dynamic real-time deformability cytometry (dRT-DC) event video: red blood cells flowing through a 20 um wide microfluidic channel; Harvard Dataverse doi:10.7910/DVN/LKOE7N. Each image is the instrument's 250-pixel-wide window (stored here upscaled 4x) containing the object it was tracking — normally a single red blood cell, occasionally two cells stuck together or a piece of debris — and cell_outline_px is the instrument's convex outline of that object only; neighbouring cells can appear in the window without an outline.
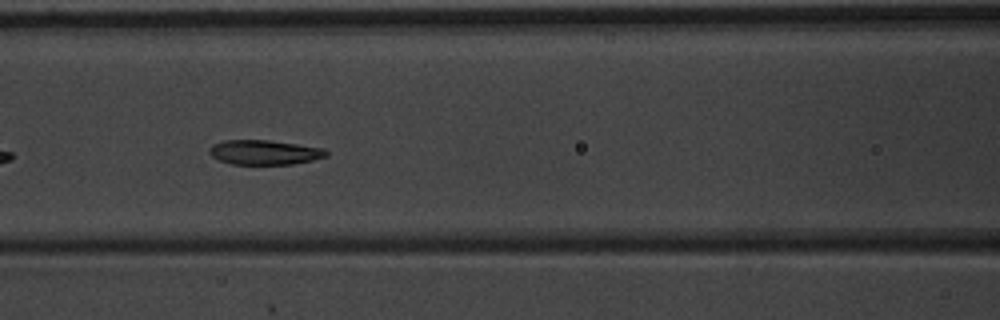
{"species": "common noctule bat (a hibernating species)", "species_latin": "Nyctalus noctula", "temperature_condition": "warm", "stored_images_in_passage": 11, "camera_frame_rate_fps": 3000, "um_per_image_px": 0.085, "animal": {"sex": "male", "body_mass_g": 20.1, "forearm_length_mm": 53.5}, "frame": {"image": 1, "passage_image": 7, "time_ms": 2.0, "image_size_px": [1000, 320], "cell_outline_px": [[328, 156], [312, 160], [292, 164], [232, 164], [220, 160], [212, 156], [208, 152], [208, 148], [212, 144], [224, 140], [268, 140], [324, 148], [328, 152]], "centroid_in_image_um": [22.46, 12.94], "position_along_channel_um": 144.1, "area_um2": 16.76}}
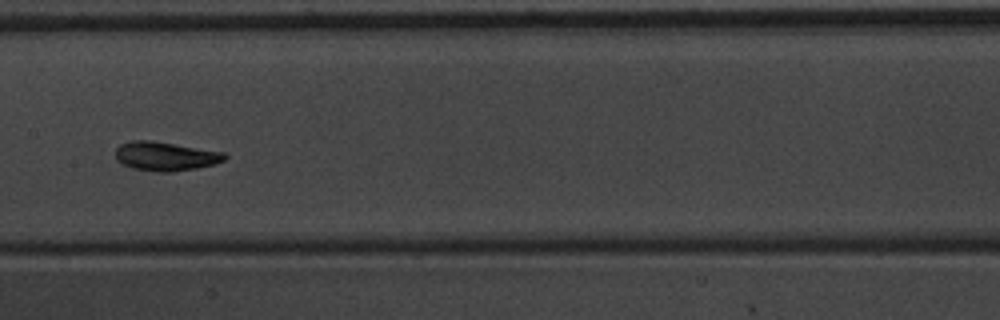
{"frame": {"image": 2, "passage_image": 8, "time_ms": 2.333, "image_size_px": [1000, 320], "cell_outline_px": [[228, 156], [224, 160], [216, 164], [196, 168], [172, 172], [156, 172], [132, 168], [116, 160], [116, 148], [120, 144], [132, 140], [152, 140], [224, 152]], "centroid_in_image_um": [14.07, 13.28], "position_along_channel_um": 193.3, "area_um2": 18.55}}
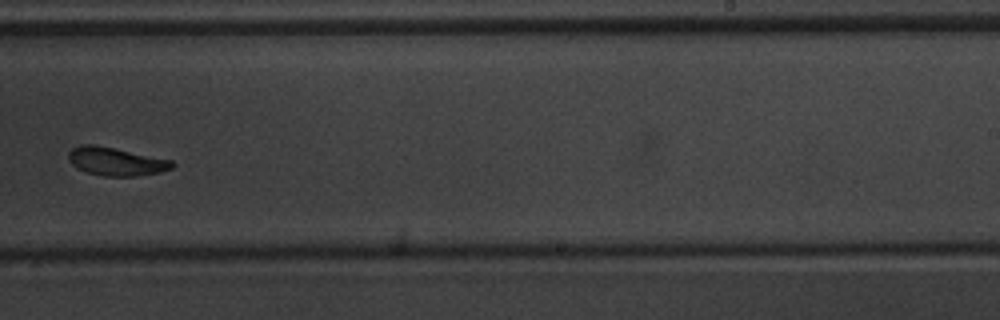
{"frame": {"image": 3, "passage_image": 10, "time_ms": 3.0, "image_size_px": [1000, 320], "cell_outline_px": [[176, 164], [172, 168], [160, 172], [136, 176], [104, 176], [88, 172], [76, 168], [68, 160], [68, 152], [72, 148], [80, 144], [92, 144], [172, 160]], "centroid_in_image_um": [9.84, 13.73], "position_along_channel_um": 279.2, "area_um2": 16.94}}